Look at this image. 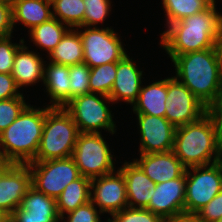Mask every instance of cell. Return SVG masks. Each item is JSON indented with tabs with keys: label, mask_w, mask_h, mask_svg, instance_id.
I'll return each mask as SVG.
<instances>
[{
	"label": "cell",
	"mask_w": 222,
	"mask_h": 222,
	"mask_svg": "<svg viewBox=\"0 0 222 222\" xmlns=\"http://www.w3.org/2000/svg\"><path fill=\"white\" fill-rule=\"evenodd\" d=\"M216 4L170 24L161 35L160 46L171 60L177 55L217 47L222 14Z\"/></svg>",
	"instance_id": "cell-1"
},
{
	"label": "cell",
	"mask_w": 222,
	"mask_h": 222,
	"mask_svg": "<svg viewBox=\"0 0 222 222\" xmlns=\"http://www.w3.org/2000/svg\"><path fill=\"white\" fill-rule=\"evenodd\" d=\"M171 61L175 77L208 108L222 91V59L218 47L177 55Z\"/></svg>",
	"instance_id": "cell-2"
},
{
	"label": "cell",
	"mask_w": 222,
	"mask_h": 222,
	"mask_svg": "<svg viewBox=\"0 0 222 222\" xmlns=\"http://www.w3.org/2000/svg\"><path fill=\"white\" fill-rule=\"evenodd\" d=\"M28 104L0 134V154L6 164H29L38 152L46 113L51 108Z\"/></svg>",
	"instance_id": "cell-3"
},
{
	"label": "cell",
	"mask_w": 222,
	"mask_h": 222,
	"mask_svg": "<svg viewBox=\"0 0 222 222\" xmlns=\"http://www.w3.org/2000/svg\"><path fill=\"white\" fill-rule=\"evenodd\" d=\"M173 152L186 168L222 160V139L213 118L206 113L196 122L177 127Z\"/></svg>",
	"instance_id": "cell-4"
},
{
	"label": "cell",
	"mask_w": 222,
	"mask_h": 222,
	"mask_svg": "<svg viewBox=\"0 0 222 222\" xmlns=\"http://www.w3.org/2000/svg\"><path fill=\"white\" fill-rule=\"evenodd\" d=\"M79 130L63 107H51L46 113L38 152L32 162L72 156Z\"/></svg>",
	"instance_id": "cell-5"
},
{
	"label": "cell",
	"mask_w": 222,
	"mask_h": 222,
	"mask_svg": "<svg viewBox=\"0 0 222 222\" xmlns=\"http://www.w3.org/2000/svg\"><path fill=\"white\" fill-rule=\"evenodd\" d=\"M112 100L98 93H87L72 98L63 108L72 116L80 133H101L104 129L115 134L116 123L109 106Z\"/></svg>",
	"instance_id": "cell-6"
},
{
	"label": "cell",
	"mask_w": 222,
	"mask_h": 222,
	"mask_svg": "<svg viewBox=\"0 0 222 222\" xmlns=\"http://www.w3.org/2000/svg\"><path fill=\"white\" fill-rule=\"evenodd\" d=\"M108 146L101 133H79L71 157L80 175L91 180L115 171Z\"/></svg>",
	"instance_id": "cell-7"
},
{
	"label": "cell",
	"mask_w": 222,
	"mask_h": 222,
	"mask_svg": "<svg viewBox=\"0 0 222 222\" xmlns=\"http://www.w3.org/2000/svg\"><path fill=\"white\" fill-rule=\"evenodd\" d=\"M222 190V160L186 168L185 215L194 216Z\"/></svg>",
	"instance_id": "cell-8"
},
{
	"label": "cell",
	"mask_w": 222,
	"mask_h": 222,
	"mask_svg": "<svg viewBox=\"0 0 222 222\" xmlns=\"http://www.w3.org/2000/svg\"><path fill=\"white\" fill-rule=\"evenodd\" d=\"M31 185L37 191L54 198L81 175L72 157L30 162Z\"/></svg>",
	"instance_id": "cell-9"
},
{
	"label": "cell",
	"mask_w": 222,
	"mask_h": 222,
	"mask_svg": "<svg viewBox=\"0 0 222 222\" xmlns=\"http://www.w3.org/2000/svg\"><path fill=\"white\" fill-rule=\"evenodd\" d=\"M83 44L84 60L90 68L119 62L127 53L114 29L106 27H77Z\"/></svg>",
	"instance_id": "cell-10"
},
{
	"label": "cell",
	"mask_w": 222,
	"mask_h": 222,
	"mask_svg": "<svg viewBox=\"0 0 222 222\" xmlns=\"http://www.w3.org/2000/svg\"><path fill=\"white\" fill-rule=\"evenodd\" d=\"M165 118L175 127L198 121L207 107L175 76L167 77Z\"/></svg>",
	"instance_id": "cell-11"
},
{
	"label": "cell",
	"mask_w": 222,
	"mask_h": 222,
	"mask_svg": "<svg viewBox=\"0 0 222 222\" xmlns=\"http://www.w3.org/2000/svg\"><path fill=\"white\" fill-rule=\"evenodd\" d=\"M90 201L101 213L111 216L128 207L127 191L122 172L118 169L110 174L91 179Z\"/></svg>",
	"instance_id": "cell-12"
},
{
	"label": "cell",
	"mask_w": 222,
	"mask_h": 222,
	"mask_svg": "<svg viewBox=\"0 0 222 222\" xmlns=\"http://www.w3.org/2000/svg\"><path fill=\"white\" fill-rule=\"evenodd\" d=\"M31 186L28 164H5L0 169V209L10 216Z\"/></svg>",
	"instance_id": "cell-13"
},
{
	"label": "cell",
	"mask_w": 222,
	"mask_h": 222,
	"mask_svg": "<svg viewBox=\"0 0 222 222\" xmlns=\"http://www.w3.org/2000/svg\"><path fill=\"white\" fill-rule=\"evenodd\" d=\"M140 132L139 154L173 151L175 127L165 118L136 114Z\"/></svg>",
	"instance_id": "cell-14"
},
{
	"label": "cell",
	"mask_w": 222,
	"mask_h": 222,
	"mask_svg": "<svg viewBox=\"0 0 222 222\" xmlns=\"http://www.w3.org/2000/svg\"><path fill=\"white\" fill-rule=\"evenodd\" d=\"M186 172L166 182L156 184L148 206L145 208L163 220L185 215Z\"/></svg>",
	"instance_id": "cell-15"
},
{
	"label": "cell",
	"mask_w": 222,
	"mask_h": 222,
	"mask_svg": "<svg viewBox=\"0 0 222 222\" xmlns=\"http://www.w3.org/2000/svg\"><path fill=\"white\" fill-rule=\"evenodd\" d=\"M9 217L14 222H61L56 200L32 186Z\"/></svg>",
	"instance_id": "cell-16"
},
{
	"label": "cell",
	"mask_w": 222,
	"mask_h": 222,
	"mask_svg": "<svg viewBox=\"0 0 222 222\" xmlns=\"http://www.w3.org/2000/svg\"><path fill=\"white\" fill-rule=\"evenodd\" d=\"M142 76L143 71L139 70L130 56L126 54L117 62L116 78L109 95L112 103L124 101L133 105L143 86Z\"/></svg>",
	"instance_id": "cell-17"
},
{
	"label": "cell",
	"mask_w": 222,
	"mask_h": 222,
	"mask_svg": "<svg viewBox=\"0 0 222 222\" xmlns=\"http://www.w3.org/2000/svg\"><path fill=\"white\" fill-rule=\"evenodd\" d=\"M134 161L156 184L176 179L186 172V167L173 151L139 154Z\"/></svg>",
	"instance_id": "cell-18"
},
{
	"label": "cell",
	"mask_w": 222,
	"mask_h": 222,
	"mask_svg": "<svg viewBox=\"0 0 222 222\" xmlns=\"http://www.w3.org/2000/svg\"><path fill=\"white\" fill-rule=\"evenodd\" d=\"M125 180L128 207L146 208L155 192L156 183H154L133 160V162H124L118 168Z\"/></svg>",
	"instance_id": "cell-19"
},
{
	"label": "cell",
	"mask_w": 222,
	"mask_h": 222,
	"mask_svg": "<svg viewBox=\"0 0 222 222\" xmlns=\"http://www.w3.org/2000/svg\"><path fill=\"white\" fill-rule=\"evenodd\" d=\"M45 64L46 61L40 57L39 52L36 54L23 44L15 54L11 71L16 86L20 89L43 82Z\"/></svg>",
	"instance_id": "cell-20"
},
{
	"label": "cell",
	"mask_w": 222,
	"mask_h": 222,
	"mask_svg": "<svg viewBox=\"0 0 222 222\" xmlns=\"http://www.w3.org/2000/svg\"><path fill=\"white\" fill-rule=\"evenodd\" d=\"M47 64L44 66L43 84L50 96L49 106L63 107L70 101L69 66L53 62Z\"/></svg>",
	"instance_id": "cell-21"
},
{
	"label": "cell",
	"mask_w": 222,
	"mask_h": 222,
	"mask_svg": "<svg viewBox=\"0 0 222 222\" xmlns=\"http://www.w3.org/2000/svg\"><path fill=\"white\" fill-rule=\"evenodd\" d=\"M167 101V78L141 87L137 100L132 105L134 114L165 117Z\"/></svg>",
	"instance_id": "cell-22"
},
{
	"label": "cell",
	"mask_w": 222,
	"mask_h": 222,
	"mask_svg": "<svg viewBox=\"0 0 222 222\" xmlns=\"http://www.w3.org/2000/svg\"><path fill=\"white\" fill-rule=\"evenodd\" d=\"M12 24L21 22L28 32L52 18V5L45 0H13Z\"/></svg>",
	"instance_id": "cell-23"
},
{
	"label": "cell",
	"mask_w": 222,
	"mask_h": 222,
	"mask_svg": "<svg viewBox=\"0 0 222 222\" xmlns=\"http://www.w3.org/2000/svg\"><path fill=\"white\" fill-rule=\"evenodd\" d=\"M47 57L50 62L65 66L83 63V44L77 28H70Z\"/></svg>",
	"instance_id": "cell-24"
},
{
	"label": "cell",
	"mask_w": 222,
	"mask_h": 222,
	"mask_svg": "<svg viewBox=\"0 0 222 222\" xmlns=\"http://www.w3.org/2000/svg\"><path fill=\"white\" fill-rule=\"evenodd\" d=\"M91 180L80 176L68 184L56 199L57 212L62 219L65 213L75 210L90 201Z\"/></svg>",
	"instance_id": "cell-25"
},
{
	"label": "cell",
	"mask_w": 222,
	"mask_h": 222,
	"mask_svg": "<svg viewBox=\"0 0 222 222\" xmlns=\"http://www.w3.org/2000/svg\"><path fill=\"white\" fill-rule=\"evenodd\" d=\"M69 29L67 25L52 17L48 21L34 27L29 31V34L31 42L37 48L47 51L49 55Z\"/></svg>",
	"instance_id": "cell-26"
},
{
	"label": "cell",
	"mask_w": 222,
	"mask_h": 222,
	"mask_svg": "<svg viewBox=\"0 0 222 222\" xmlns=\"http://www.w3.org/2000/svg\"><path fill=\"white\" fill-rule=\"evenodd\" d=\"M162 4L167 17L166 27L185 17L200 13L211 5L207 0H162Z\"/></svg>",
	"instance_id": "cell-27"
},
{
	"label": "cell",
	"mask_w": 222,
	"mask_h": 222,
	"mask_svg": "<svg viewBox=\"0 0 222 222\" xmlns=\"http://www.w3.org/2000/svg\"><path fill=\"white\" fill-rule=\"evenodd\" d=\"M84 13L83 0H58L52 4V17L71 29L83 26Z\"/></svg>",
	"instance_id": "cell-28"
},
{
	"label": "cell",
	"mask_w": 222,
	"mask_h": 222,
	"mask_svg": "<svg viewBox=\"0 0 222 222\" xmlns=\"http://www.w3.org/2000/svg\"><path fill=\"white\" fill-rule=\"evenodd\" d=\"M116 71L117 62L90 68V93H98L109 97L115 82Z\"/></svg>",
	"instance_id": "cell-29"
},
{
	"label": "cell",
	"mask_w": 222,
	"mask_h": 222,
	"mask_svg": "<svg viewBox=\"0 0 222 222\" xmlns=\"http://www.w3.org/2000/svg\"><path fill=\"white\" fill-rule=\"evenodd\" d=\"M70 100L74 97L90 93V67L86 63L69 66Z\"/></svg>",
	"instance_id": "cell-30"
},
{
	"label": "cell",
	"mask_w": 222,
	"mask_h": 222,
	"mask_svg": "<svg viewBox=\"0 0 222 222\" xmlns=\"http://www.w3.org/2000/svg\"><path fill=\"white\" fill-rule=\"evenodd\" d=\"M85 5V13L83 26L98 27L99 23H103L111 12L110 0H83Z\"/></svg>",
	"instance_id": "cell-31"
},
{
	"label": "cell",
	"mask_w": 222,
	"mask_h": 222,
	"mask_svg": "<svg viewBox=\"0 0 222 222\" xmlns=\"http://www.w3.org/2000/svg\"><path fill=\"white\" fill-rule=\"evenodd\" d=\"M27 105L24 97L0 100V134L17 119Z\"/></svg>",
	"instance_id": "cell-32"
},
{
	"label": "cell",
	"mask_w": 222,
	"mask_h": 222,
	"mask_svg": "<svg viewBox=\"0 0 222 222\" xmlns=\"http://www.w3.org/2000/svg\"><path fill=\"white\" fill-rule=\"evenodd\" d=\"M111 217L112 222H164L159 215L144 208L127 207Z\"/></svg>",
	"instance_id": "cell-33"
},
{
	"label": "cell",
	"mask_w": 222,
	"mask_h": 222,
	"mask_svg": "<svg viewBox=\"0 0 222 222\" xmlns=\"http://www.w3.org/2000/svg\"><path fill=\"white\" fill-rule=\"evenodd\" d=\"M12 35L0 37V73L9 74L13 68V61L18 49L26 42L24 38L19 43H12Z\"/></svg>",
	"instance_id": "cell-34"
},
{
	"label": "cell",
	"mask_w": 222,
	"mask_h": 222,
	"mask_svg": "<svg viewBox=\"0 0 222 222\" xmlns=\"http://www.w3.org/2000/svg\"><path fill=\"white\" fill-rule=\"evenodd\" d=\"M91 201L77 207L75 210L65 214L66 217L61 219L62 222H103L99 214H102L100 210H97ZM66 220H65V219Z\"/></svg>",
	"instance_id": "cell-35"
},
{
	"label": "cell",
	"mask_w": 222,
	"mask_h": 222,
	"mask_svg": "<svg viewBox=\"0 0 222 222\" xmlns=\"http://www.w3.org/2000/svg\"><path fill=\"white\" fill-rule=\"evenodd\" d=\"M194 217L199 222H216L222 217V190L202 209H200Z\"/></svg>",
	"instance_id": "cell-36"
},
{
	"label": "cell",
	"mask_w": 222,
	"mask_h": 222,
	"mask_svg": "<svg viewBox=\"0 0 222 222\" xmlns=\"http://www.w3.org/2000/svg\"><path fill=\"white\" fill-rule=\"evenodd\" d=\"M13 29L11 2L0 0V37L12 35Z\"/></svg>",
	"instance_id": "cell-37"
},
{
	"label": "cell",
	"mask_w": 222,
	"mask_h": 222,
	"mask_svg": "<svg viewBox=\"0 0 222 222\" xmlns=\"http://www.w3.org/2000/svg\"><path fill=\"white\" fill-rule=\"evenodd\" d=\"M24 97L16 86L14 78L11 73H0V100Z\"/></svg>",
	"instance_id": "cell-38"
},
{
	"label": "cell",
	"mask_w": 222,
	"mask_h": 222,
	"mask_svg": "<svg viewBox=\"0 0 222 222\" xmlns=\"http://www.w3.org/2000/svg\"><path fill=\"white\" fill-rule=\"evenodd\" d=\"M207 113L213 118L219 137L222 139V91L207 108Z\"/></svg>",
	"instance_id": "cell-39"
},
{
	"label": "cell",
	"mask_w": 222,
	"mask_h": 222,
	"mask_svg": "<svg viewBox=\"0 0 222 222\" xmlns=\"http://www.w3.org/2000/svg\"><path fill=\"white\" fill-rule=\"evenodd\" d=\"M164 222H199L194 216L184 215L181 217L164 220Z\"/></svg>",
	"instance_id": "cell-40"
},
{
	"label": "cell",
	"mask_w": 222,
	"mask_h": 222,
	"mask_svg": "<svg viewBox=\"0 0 222 222\" xmlns=\"http://www.w3.org/2000/svg\"><path fill=\"white\" fill-rule=\"evenodd\" d=\"M217 47L219 50L220 57L222 59V23H221L220 31H219V35H218Z\"/></svg>",
	"instance_id": "cell-41"
},
{
	"label": "cell",
	"mask_w": 222,
	"mask_h": 222,
	"mask_svg": "<svg viewBox=\"0 0 222 222\" xmlns=\"http://www.w3.org/2000/svg\"><path fill=\"white\" fill-rule=\"evenodd\" d=\"M9 218V215L6 214L2 209H0V222H5Z\"/></svg>",
	"instance_id": "cell-42"
},
{
	"label": "cell",
	"mask_w": 222,
	"mask_h": 222,
	"mask_svg": "<svg viewBox=\"0 0 222 222\" xmlns=\"http://www.w3.org/2000/svg\"><path fill=\"white\" fill-rule=\"evenodd\" d=\"M5 164H6V163L4 162V160L2 159L1 154H0V169H1Z\"/></svg>",
	"instance_id": "cell-43"
},
{
	"label": "cell",
	"mask_w": 222,
	"mask_h": 222,
	"mask_svg": "<svg viewBox=\"0 0 222 222\" xmlns=\"http://www.w3.org/2000/svg\"><path fill=\"white\" fill-rule=\"evenodd\" d=\"M211 5L216 4V0H207Z\"/></svg>",
	"instance_id": "cell-44"
},
{
	"label": "cell",
	"mask_w": 222,
	"mask_h": 222,
	"mask_svg": "<svg viewBox=\"0 0 222 222\" xmlns=\"http://www.w3.org/2000/svg\"><path fill=\"white\" fill-rule=\"evenodd\" d=\"M46 2H48V3H50L51 5L54 3V2H56V1H58V0H45Z\"/></svg>",
	"instance_id": "cell-45"
},
{
	"label": "cell",
	"mask_w": 222,
	"mask_h": 222,
	"mask_svg": "<svg viewBox=\"0 0 222 222\" xmlns=\"http://www.w3.org/2000/svg\"><path fill=\"white\" fill-rule=\"evenodd\" d=\"M5 222H14L10 217Z\"/></svg>",
	"instance_id": "cell-46"
},
{
	"label": "cell",
	"mask_w": 222,
	"mask_h": 222,
	"mask_svg": "<svg viewBox=\"0 0 222 222\" xmlns=\"http://www.w3.org/2000/svg\"><path fill=\"white\" fill-rule=\"evenodd\" d=\"M216 222H222V217L218 221H216Z\"/></svg>",
	"instance_id": "cell-47"
}]
</instances>
